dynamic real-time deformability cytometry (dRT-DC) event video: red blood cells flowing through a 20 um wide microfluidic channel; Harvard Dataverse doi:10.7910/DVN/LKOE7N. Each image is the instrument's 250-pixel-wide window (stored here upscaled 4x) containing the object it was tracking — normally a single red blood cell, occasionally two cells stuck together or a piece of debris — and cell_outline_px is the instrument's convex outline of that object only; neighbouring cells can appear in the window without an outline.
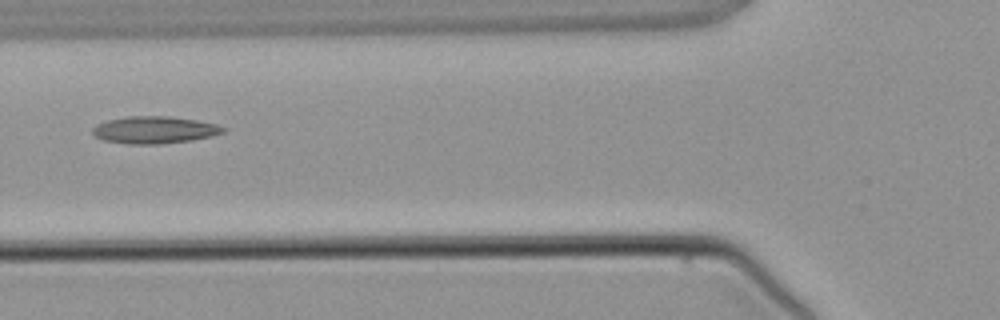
{"species": "common noctule bat (a hibernating species)", "species_latin": "Nyctalus noctula", "temperature_condition": "warm", "stored_images_in_passage": 3, "camera_frame_rate_fps": 3000, "um_per_image_px": 0.085, "animal": {"sex": "male", "body_mass_g": 21.5, "forearm_length_mm": 52.0}, "frame": {"image": 1, "passage_image": 3, "time_ms": 2.333, "image_size_px": [1000, 320], "cell_outline_px": [[228, 128], [224, 132], [192, 140], [160, 144], [128, 144], [104, 140], [96, 136], [92, 132], [92, 128], [96, 124], [108, 120], [128, 116], [168, 116], [196, 120], [216, 124]], "centroid_in_image_um": [13.12, 11.04], "position_along_channel_um": 112.7, "area_um2": 20.58}}